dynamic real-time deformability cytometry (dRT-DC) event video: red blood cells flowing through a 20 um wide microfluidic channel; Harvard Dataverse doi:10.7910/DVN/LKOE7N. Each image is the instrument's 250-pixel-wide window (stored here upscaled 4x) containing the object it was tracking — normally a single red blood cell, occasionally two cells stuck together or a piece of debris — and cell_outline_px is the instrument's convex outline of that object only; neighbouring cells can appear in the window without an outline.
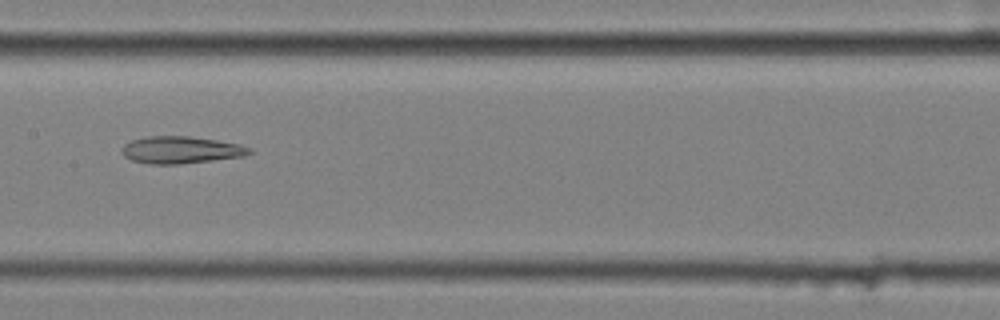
{"species": "common noctule bat (a hibernating species)", "species_latin": "Nyctalus noctula", "temperature_condition": "cold", "stored_images_in_passage": 9, "camera_frame_rate_fps": 3000, "um_per_image_px": 0.085, "animal": {"sex": "female", "body_mass_g": 25.1}, "frame": {"image": 1, "passage_image": 7, "time_ms": 2.0, "image_size_px": [1000, 320], "cell_outline_px": [[252, 152], [244, 156], [180, 164], [152, 164], [132, 160], [124, 156], [120, 152], [120, 148], [124, 144], [132, 140], [148, 136], [188, 136], [216, 140], [240, 144], [252, 148]], "centroid_in_image_um": [15.36, 12.74], "position_along_channel_um": 192.0, "area_um2": 20.17}}
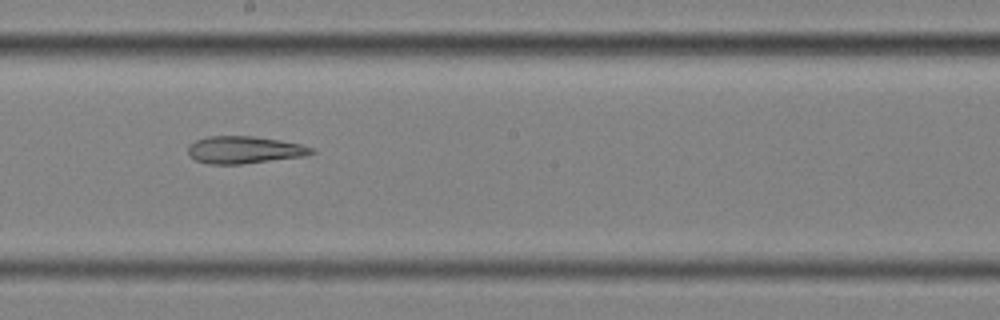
{"frame": {"image": 2, "passage_image": 8, "time_ms": 2.333, "image_size_px": [1000, 320], "cell_outline_px": [[316, 152], [304, 156], [240, 164], [208, 164], [196, 160], [188, 152], [188, 144], [196, 140], [208, 136], [252, 136], [280, 140], [300, 144], [312, 148]], "centroid_in_image_um": [20.75, 12.73], "position_along_channel_um": 227.5, "area_um2": 19.48}}
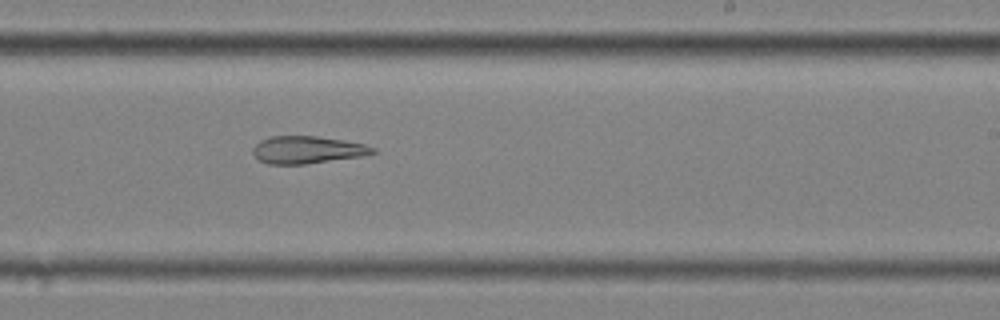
{"frame": {"image": 3, "passage_image": 9, "time_ms": 2.667, "image_size_px": [1000, 320], "cell_outline_px": [[376, 152], [364, 156], [304, 164], [268, 164], [260, 160], [252, 152], [252, 148], [260, 140], [272, 136], [316, 136], [344, 140], [364, 144], [376, 148]], "centroid_in_image_um": [26.13, 12.73], "position_along_channel_um": 262.9, "area_um2": 19.13}}